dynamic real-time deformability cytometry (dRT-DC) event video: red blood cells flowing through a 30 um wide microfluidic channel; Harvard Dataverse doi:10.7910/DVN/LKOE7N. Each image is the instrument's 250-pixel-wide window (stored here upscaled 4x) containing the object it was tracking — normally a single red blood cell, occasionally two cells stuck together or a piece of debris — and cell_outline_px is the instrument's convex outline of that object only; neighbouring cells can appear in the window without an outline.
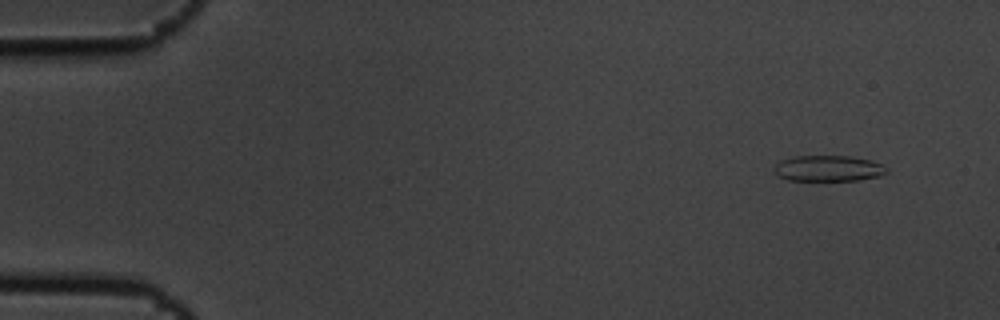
{"species": "common noctule bat (a hibernating species)", "species_latin": "Nyctalus noctula", "temperature_condition": "cold", "stored_images_in_passage": 9, "camera_frame_rate_fps": 3000, "um_per_image_px": 0.085, "animal": {"sex": "male", "body_mass_g": 19.5, "forearm_length_mm": 54.6}, "frame": {"image": 1, "passage_image": 2, "time_ms": 0.333, "image_size_px": [1000, 320], "cell_outline_px": [[888, 172], [880, 176], [860, 180], [788, 180], [780, 176], [772, 168], [780, 160], [796, 156], [852, 156], [872, 160], [888, 168]], "centroid_in_image_um": [70.44, 14.31], "position_along_channel_um": 14.6, "area_um2": 16.99}}
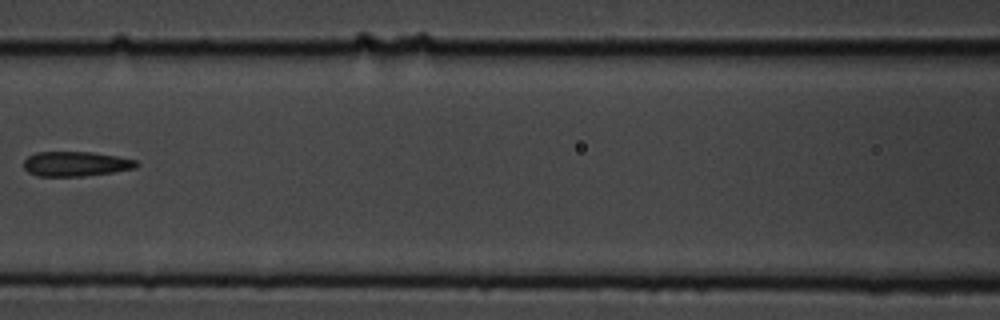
{"frame": {"image": 2, "passage_image": 8, "time_ms": 2.333, "image_size_px": [1000, 320], "cell_outline_px": [[140, 164], [136, 168], [112, 172], [80, 176], [40, 176], [28, 172], [24, 168], [24, 160], [28, 156], [36, 152], [92, 152], [116, 156], [136, 160]], "centroid_in_image_um": [6.44, 13.92], "position_along_channel_um": 160.2, "area_um2": 16.18}}
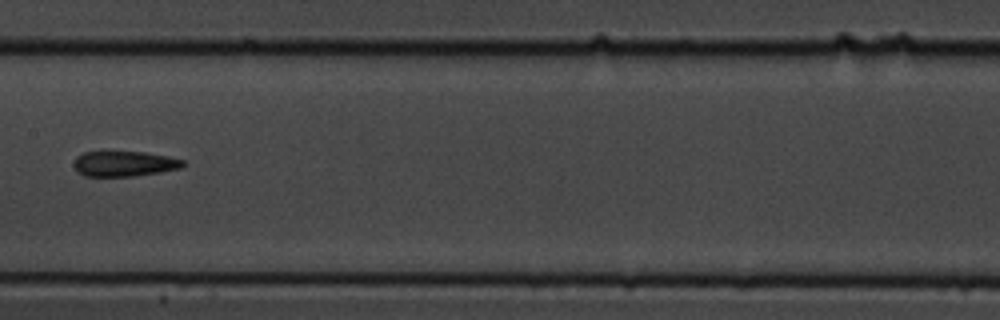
{"frame": {"image": 3, "passage_image": 9, "time_ms": 2.667, "image_size_px": [1000, 320], "cell_outline_px": [[184, 164], [180, 168], [160, 172], [132, 176], [84, 176], [76, 172], [72, 164], [76, 156], [84, 152], [144, 152], [168, 156], [184, 160]], "centroid_in_image_um": [10.51, 13.92], "position_along_channel_um": 196.9, "area_um2": 16.13}}